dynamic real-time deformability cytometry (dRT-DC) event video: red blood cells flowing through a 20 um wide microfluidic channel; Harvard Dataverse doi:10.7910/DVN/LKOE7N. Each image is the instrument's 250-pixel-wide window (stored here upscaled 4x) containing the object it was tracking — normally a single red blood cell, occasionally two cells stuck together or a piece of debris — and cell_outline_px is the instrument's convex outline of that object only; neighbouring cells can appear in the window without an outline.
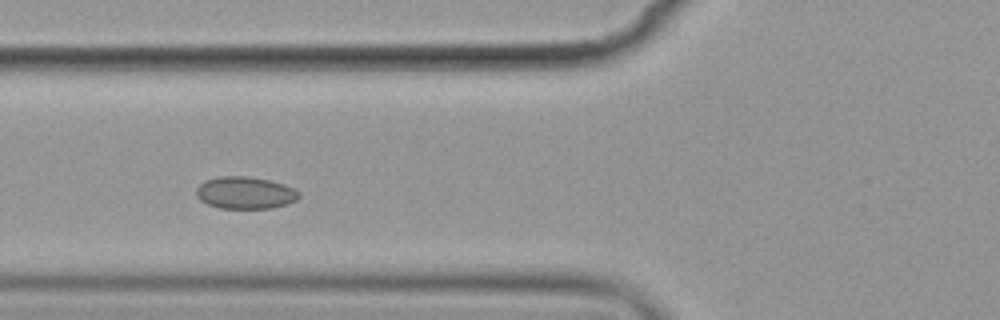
{"species": "common noctule bat (a hibernating species)", "species_latin": "Nyctalus noctula", "temperature_condition": "cold", "stored_images_in_passage": 8, "camera_frame_rate_fps": 3000, "um_per_image_px": 0.085, "animal": {"sex": "female", "body_mass_g": 19.9}, "frame": {"image": 1, "passage_image": 5, "time_ms": 4.667, "image_size_px": [1000, 320], "cell_outline_px": [[300, 196], [296, 200], [288, 204], [272, 208], [220, 208], [208, 204], [200, 200], [196, 196], [196, 188], [204, 180], [220, 176], [248, 176], [268, 180], [284, 184], [300, 192]], "centroid_in_image_um": [20.83, 16.38], "position_along_channel_um": 105.0, "area_um2": 19.31}}
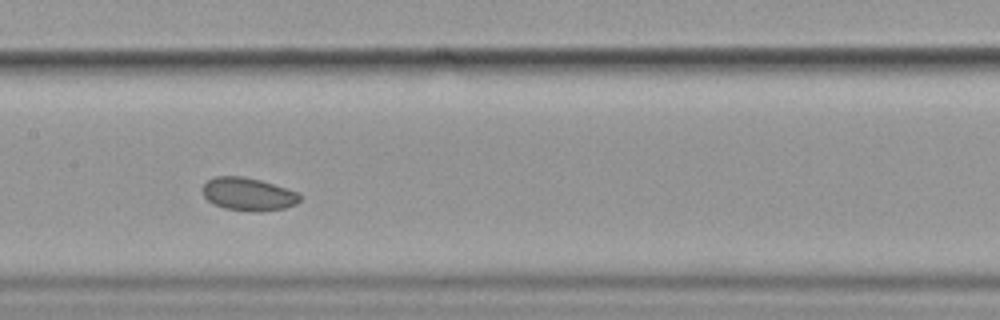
{"frame": {"image": 2, "passage_image": 7, "time_ms": 7.0, "image_size_px": [1000, 320], "cell_outline_px": [[300, 200], [296, 204], [284, 208], [260, 212], [224, 208], [212, 204], [204, 196], [200, 188], [208, 180], [216, 176], [244, 176], [260, 180], [296, 192], [300, 196]], "centroid_in_image_um": [21.05, 16.5], "position_along_channel_um": 186.4, "area_um2": 18.61}}
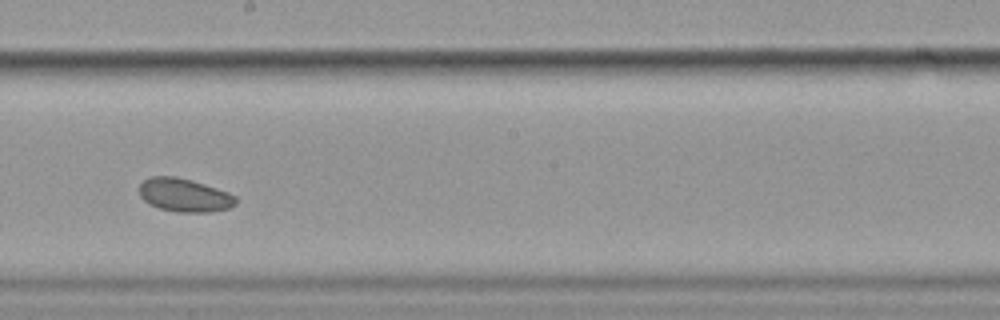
{"frame": {"image": 3, "passage_image": 8, "time_ms": 8.333, "image_size_px": [1000, 320], "cell_outline_px": [[236, 204], [228, 208], [212, 212], [180, 212], [160, 208], [148, 204], [140, 196], [140, 184], [144, 180], [152, 176], [176, 176], [192, 180], [228, 192], [236, 196]], "centroid_in_image_um": [15.67, 16.58], "position_along_channel_um": 232.5, "area_um2": 18.73}}